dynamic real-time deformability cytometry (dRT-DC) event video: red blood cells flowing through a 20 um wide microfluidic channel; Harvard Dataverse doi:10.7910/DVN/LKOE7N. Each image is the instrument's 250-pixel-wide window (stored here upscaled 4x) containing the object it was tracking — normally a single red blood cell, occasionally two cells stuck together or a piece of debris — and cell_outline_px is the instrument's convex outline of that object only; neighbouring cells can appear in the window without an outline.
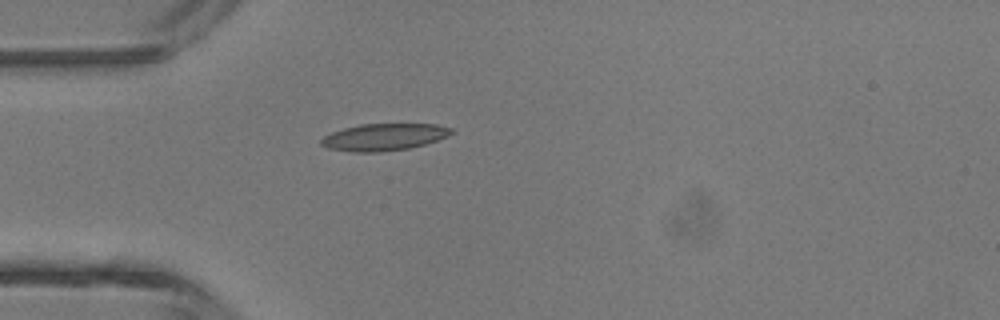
{"species": "common noctule bat (a hibernating species)", "species_latin": "Nyctalus noctula", "temperature_condition": "room temperature", "stored_images_in_passage": 3, "camera_frame_rate_fps": 3000, "um_per_image_px": 0.085, "animal": {"sex": "male", "body_mass_g": 13.3}, "frame": {"image": 1, "passage_image": 3, "time_ms": 3.333, "image_size_px": [1000, 320], "cell_outline_px": [[456, 132], [448, 136], [424, 144], [408, 148], [380, 152], [352, 152], [328, 148], [320, 144], [320, 140], [324, 136], [332, 132], [344, 128], [360, 124], [436, 124], [452, 128]], "centroid_in_image_um": [32.64, 11.64], "position_along_channel_um": 52.4, "area_um2": 20.46}}